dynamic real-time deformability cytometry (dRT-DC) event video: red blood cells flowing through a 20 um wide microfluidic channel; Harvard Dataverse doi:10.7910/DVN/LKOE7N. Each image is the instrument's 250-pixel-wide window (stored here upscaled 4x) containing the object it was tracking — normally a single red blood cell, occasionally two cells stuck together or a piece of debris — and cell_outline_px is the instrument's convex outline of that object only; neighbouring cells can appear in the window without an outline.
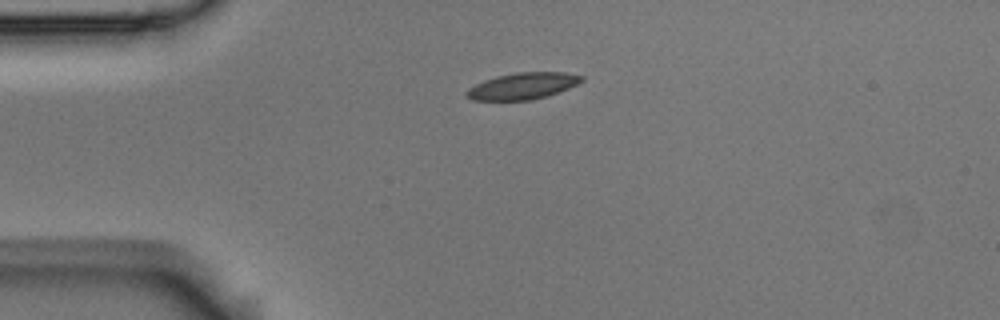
{"species": "Egyptian fruit bat (a non-hibernating species)", "species_latin": "Rousettus aegyptiacus", "temperature_condition": "room temperature", "stored_images_in_passage": 2, "camera_frame_rate_fps": 3000, "um_per_image_px": 0.085, "animal": {"sex": "male"}, "frame": {"image": 1, "passage_image": 1, "time_ms": 0.0, "image_size_px": [1000, 320], "cell_outline_px": [[584, 80], [568, 88], [548, 96], [532, 100], [472, 100], [464, 96], [464, 92], [468, 88], [484, 80], [496, 76], [516, 72], [564, 72], [584, 76]], "centroid_in_image_um": [44.4, 7.31], "position_along_channel_um": 40.6, "area_um2": 17.92}}